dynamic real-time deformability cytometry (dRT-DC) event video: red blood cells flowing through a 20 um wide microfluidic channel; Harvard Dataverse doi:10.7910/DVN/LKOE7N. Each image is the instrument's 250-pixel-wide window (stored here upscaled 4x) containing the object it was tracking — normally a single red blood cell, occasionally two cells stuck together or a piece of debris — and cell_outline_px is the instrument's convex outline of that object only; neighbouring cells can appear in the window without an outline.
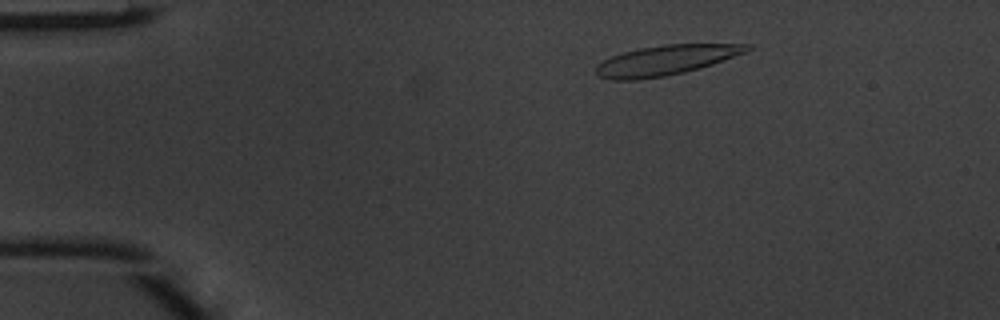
{"species": "common noctule bat (a hibernating species)", "species_latin": "Nyctalus noctula", "temperature_condition": "warm", "stored_images_in_passage": 48, "camera_frame_rate_fps": 3000, "um_per_image_px": 0.085, "animal": {"sex": "male", "body_mass_g": 20.1, "forearm_length_mm": 53.5}, "frame": {"image": 1, "passage_image": 7, "time_ms": 2.0, "image_size_px": [1000, 320], "cell_outline_px": [[752, 48], [748, 52], [700, 68], [684, 72], [664, 76], [636, 80], [612, 80], [600, 76], [596, 72], [596, 68], [604, 60], [612, 56], [624, 52], [640, 48], [668, 44], [752, 44]], "centroid_in_image_um": [56.65, 5.11], "position_along_channel_um": 28.3, "area_um2": 26.07}}
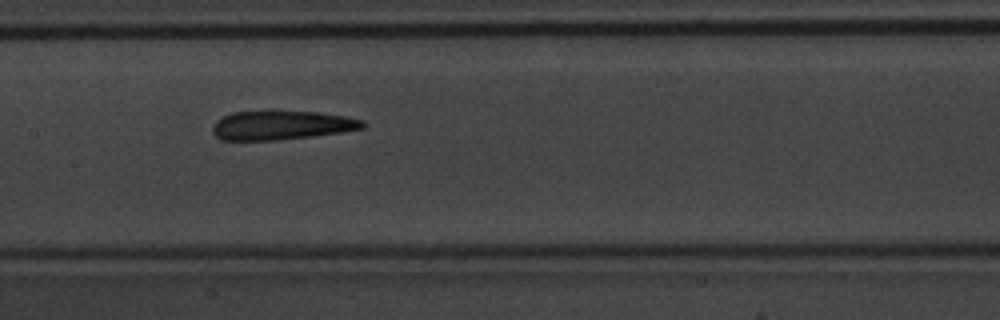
{"frame": {"image": 2, "passage_image": 23, "time_ms": 7.333, "image_size_px": [1000, 320], "cell_outline_px": [[368, 124], [364, 128], [344, 132], [312, 136], [276, 140], [220, 140], [212, 132], [212, 128], [216, 120], [232, 112], [316, 112], [344, 116], [364, 120]], "centroid_in_image_um": [23.96, 10.66], "position_along_channel_um": 183.4, "area_um2": 25.2}}
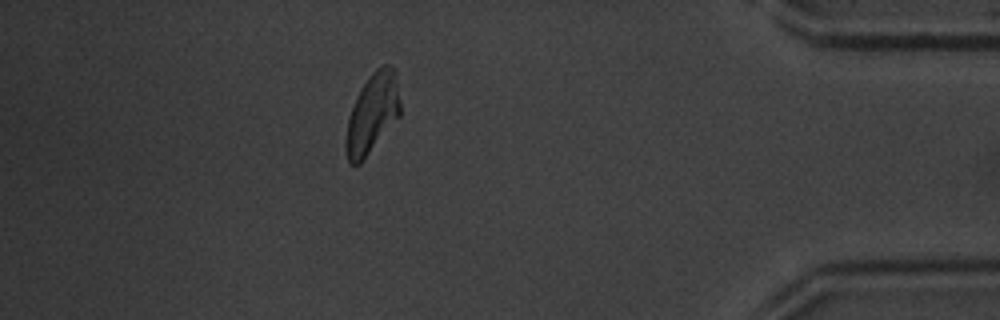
{"frame": {"image": 3, "passage_image": 42, "time_ms": 13.667, "image_size_px": [1000, 320], "cell_outline_px": [[400, 116], [360, 164], [348, 164], [344, 148], [344, 144], [348, 120], [352, 108], [368, 76], [380, 64], [392, 64], [396, 72], [400, 104]], "centroid_in_image_um": [31.66, 9.65], "position_along_channel_um": 403.5, "area_um2": 25.32}, "authors_computed_cell_mechanics": {"area_um2": 25.7788, "velocity_mm_per_s": 4.1175, "shape_relaxation_time_tau1_ms": 4.4974, "shape_relaxation_time_tau2_ms": 2.13, "deformation_change_tau1": 0.1886, "deformation_change_tau2": 0.1324}}